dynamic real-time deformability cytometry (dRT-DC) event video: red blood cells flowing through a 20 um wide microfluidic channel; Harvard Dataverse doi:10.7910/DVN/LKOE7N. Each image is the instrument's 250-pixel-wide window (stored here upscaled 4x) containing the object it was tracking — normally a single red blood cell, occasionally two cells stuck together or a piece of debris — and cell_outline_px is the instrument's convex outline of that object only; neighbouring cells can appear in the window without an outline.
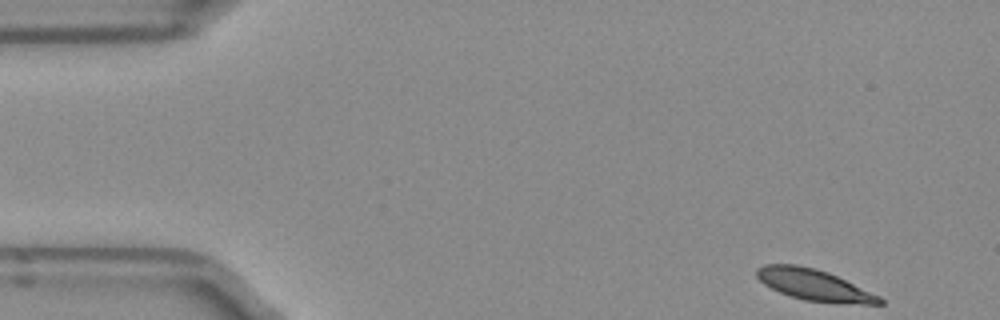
{"species": "Egyptian fruit bat (a non-hibernating species)", "species_latin": "Rousettus aegyptiacus", "temperature_condition": "room temperature", "stored_images_in_passage": 49, "camera_frame_rate_fps": 3000, "um_per_image_px": 0.085, "frame": {"image": 1, "passage_image": 1, "time_ms": 0.0, "image_size_px": [1000, 320], "cell_outline_px": [[884, 304], [836, 304], [804, 300], [788, 296], [764, 284], [756, 276], [756, 268], [764, 264], [796, 264], [816, 268], [828, 272], [880, 296], [884, 300]], "centroid_in_image_um": [69.2, 24.23], "position_along_channel_um": 15.8, "area_um2": 22.6}}
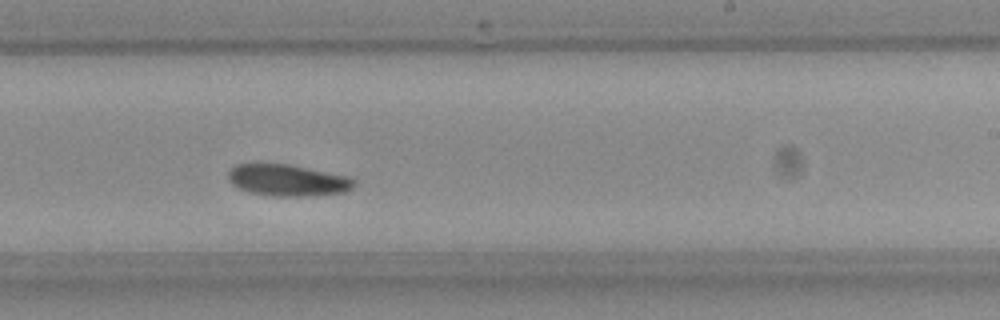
{"frame": {"image": 2, "passage_image": 28, "time_ms": 9.0, "image_size_px": [1000, 320], "cell_outline_px": [[356, 184], [352, 188], [344, 192], [304, 196], [272, 196], [248, 192], [232, 184], [228, 180], [228, 172], [236, 164], [288, 164], [348, 176], [356, 180]], "centroid_in_image_um": [24.45, 15.32], "position_along_channel_um": 264.6, "area_um2": 23.06}}
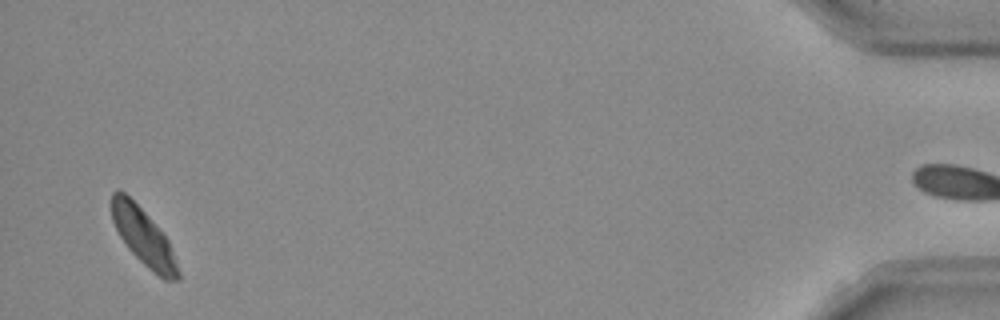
{"frame": {"image": 3, "passage_image": 47, "time_ms": 15.333, "image_size_px": [1000, 320], "cell_outline_px": [[180, 280], [164, 280], [152, 272], [128, 248], [120, 236], [112, 220], [112, 192], [124, 192], [144, 212], [168, 240], [180, 272]], "centroid_in_image_um": [12.21, 20.2], "position_along_channel_um": 423.0, "area_um2": 21.33}, "authors_computed_cell_mechanics": {"area_um2": 23.0622, "velocity_mm_per_s": 3.8863, "shape_relaxation_time_tau1_ms": 1.8154, "shape_relaxation_time_tau2_ms": null, "deformation_change_tau1": 0.1079, "deformation_change_tau2": null}}